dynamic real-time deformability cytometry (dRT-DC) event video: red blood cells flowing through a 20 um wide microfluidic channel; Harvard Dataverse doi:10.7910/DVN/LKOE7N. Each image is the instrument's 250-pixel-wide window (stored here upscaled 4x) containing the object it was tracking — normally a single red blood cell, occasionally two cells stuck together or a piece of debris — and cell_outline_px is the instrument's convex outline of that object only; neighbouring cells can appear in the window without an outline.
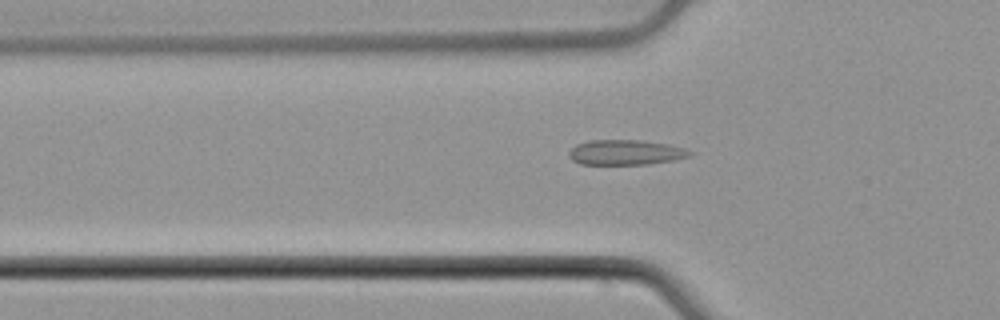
{"species": "common noctule bat (a hibernating species)", "species_latin": "Nyctalus noctula", "temperature_condition": "cold", "stored_images_in_passage": 41, "camera_frame_rate_fps": 3000, "um_per_image_px": 0.085, "animal": {"sex": "male", "body_mass_g": 21.5, "forearm_length_mm": 52.0}, "frame": {"image": 1, "passage_image": 6, "time_ms": 1.667, "image_size_px": [1000, 320], "cell_outline_px": [[692, 156], [672, 160], [648, 164], [580, 164], [572, 160], [568, 156], [568, 152], [576, 144], [588, 140], [640, 140], [668, 144], [684, 148], [692, 152]], "centroid_in_image_um": [53.15, 12.95], "position_along_channel_um": 72.6, "area_um2": 17.69}}
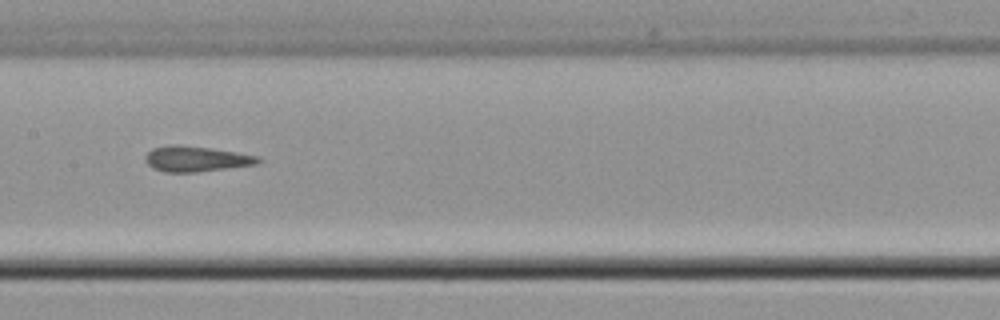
{"frame": {"image": 2, "passage_image": 15, "time_ms": 4.667, "image_size_px": [1000, 320], "cell_outline_px": [[264, 160], [256, 164], [196, 172], [164, 172], [152, 168], [144, 160], [144, 156], [152, 148], [168, 144], [176, 144], [212, 148], [236, 152], [256, 156]], "centroid_in_image_um": [16.61, 13.49], "position_along_channel_um": 190.8, "area_um2": 16.82}}
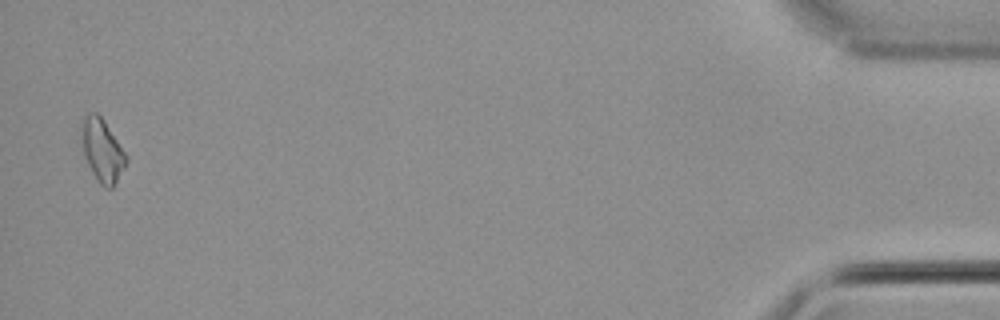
{"frame": {"image": 3, "passage_image": 40, "time_ms": 13.0, "image_size_px": [1000, 320], "cell_outline_px": [[128, 160], [124, 168], [112, 188], [104, 188], [100, 184], [92, 172], [88, 164], [84, 152], [80, 128], [84, 116], [88, 112], [96, 112], [104, 120], [128, 156]], "centroid_in_image_um": [8.69, 12.76], "position_along_channel_um": 426.5, "area_um2": 16.24}, "authors_computed_cell_mechanics": {"area_um2": 16.4152, "velocity_mm_per_s": 3.9323, "shape_relaxation_time_tau1_ms": null, "shape_relaxation_time_tau2_ms": 2.7372, "deformation_change_tau1": null, "deformation_change_tau2": 0.1081}}